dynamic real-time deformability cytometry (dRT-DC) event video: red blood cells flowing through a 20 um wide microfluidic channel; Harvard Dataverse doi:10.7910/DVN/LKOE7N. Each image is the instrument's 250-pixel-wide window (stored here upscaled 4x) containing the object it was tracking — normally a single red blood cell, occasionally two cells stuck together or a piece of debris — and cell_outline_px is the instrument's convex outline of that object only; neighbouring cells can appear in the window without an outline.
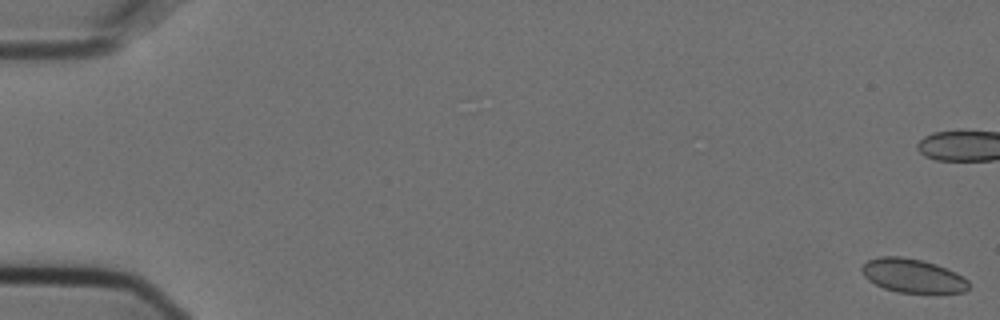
{"species": "Egyptian fruit bat (a non-hibernating species)", "species_latin": "Rousettus aegyptiacus", "temperature_condition": "cold", "stored_images_in_passage": 58, "camera_frame_rate_fps": 3000, "um_per_image_px": 0.085, "animal": {"sex": "female"}, "frame": {"image": 1, "passage_image": 1, "time_ms": 0.0, "image_size_px": [1000, 320], "cell_outline_px": [[968, 288], [964, 292], [900, 292], [884, 288], [868, 280], [864, 276], [860, 268], [868, 260], [880, 256], [900, 256], [920, 260], [936, 264], [956, 272], [968, 280]], "centroid_in_image_um": [77.56, 23.42], "position_along_channel_um": 7.4, "area_um2": 20.81}}
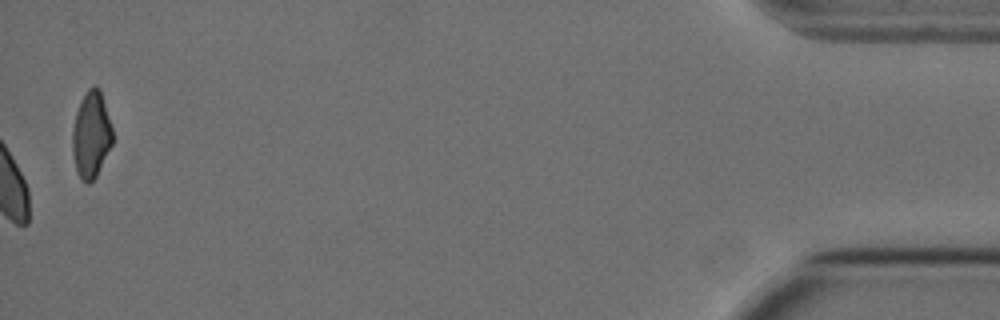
{"frame": {"image": 2, "passage_image": 58, "time_ms": 19.0, "image_size_px": [1000, 320], "cell_outline_px": [[112, 144], [96, 176], [88, 184], [80, 180], [76, 172], [72, 152], [72, 132], [76, 112], [80, 100], [84, 92], [88, 88], [96, 84], [100, 88], [112, 128]], "centroid_in_image_um": [7.73, 11.44], "position_along_channel_um": 427.5, "area_um2": 20.4}, "authors_computed_cell_mechanics": {"area_um2": 20.9814, "velocity_mm_per_s": 3.607, "shape_relaxation_time_tau1_ms": 11.3153, "shape_relaxation_time_tau2_ms": null, "deformation_change_tau1": 0.0873, "deformation_change_tau2": null}}